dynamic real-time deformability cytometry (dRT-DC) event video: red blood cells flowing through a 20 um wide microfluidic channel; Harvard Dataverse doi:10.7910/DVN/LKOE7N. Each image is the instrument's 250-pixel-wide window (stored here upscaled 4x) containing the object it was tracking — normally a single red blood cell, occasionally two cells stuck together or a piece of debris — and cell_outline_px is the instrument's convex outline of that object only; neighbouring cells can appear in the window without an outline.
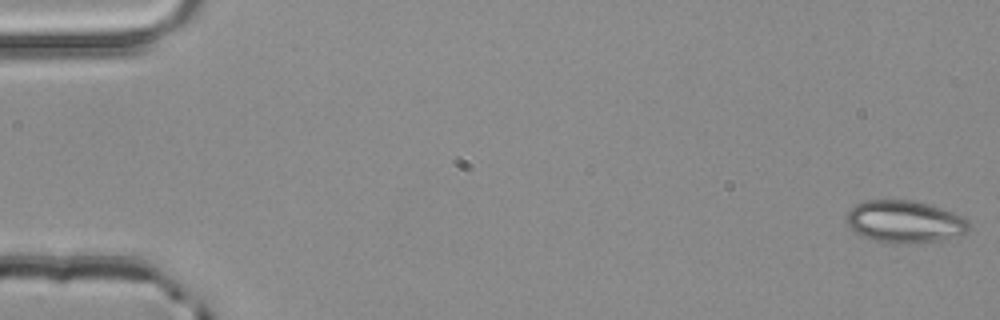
{"species": "common noctule bat (a hibernating species)", "species_latin": "Nyctalus noctula", "temperature_condition": "room temperature", "stored_images_in_passage": 5, "camera_frame_rate_fps": 3000, "um_per_image_px": 0.085, "animal": {"sex": "male", "body_mass_g": 20.4}, "frame": {"image": 1, "passage_image": 1, "time_ms": 0.0, "image_size_px": [1000, 320], "cell_outline_px": [[972, 228], [968, 232], [960, 236], [940, 240], [908, 244], [896, 244], [876, 240], [860, 236], [848, 224], [848, 212], [856, 204], [864, 200], [912, 200], [928, 204], [952, 212], [968, 220]], "centroid_in_image_um": [76.95, 18.85], "position_along_channel_um": 8.1, "area_um2": 30.17}}